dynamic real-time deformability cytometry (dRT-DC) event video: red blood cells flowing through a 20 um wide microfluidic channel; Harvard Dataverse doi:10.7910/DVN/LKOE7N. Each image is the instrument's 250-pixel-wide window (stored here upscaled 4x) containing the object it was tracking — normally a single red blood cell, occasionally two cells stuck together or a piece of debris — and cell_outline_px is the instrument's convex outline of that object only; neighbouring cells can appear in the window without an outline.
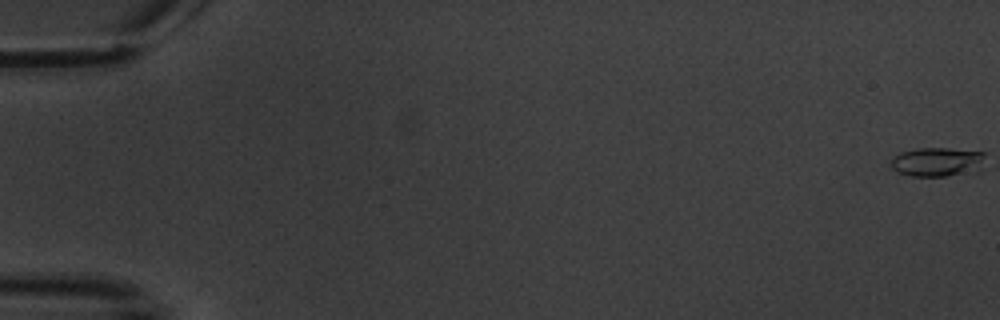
{"species": "common noctule bat (a hibernating species)", "species_latin": "Nyctalus noctula", "temperature_condition": "warm", "stored_images_in_passage": 9, "camera_frame_rate_fps": 3000, "um_per_image_px": 0.085, "animal": {"sex": "male", "body_mass_g": 20.1, "forearm_length_mm": 53.5}, "frame": {"image": 1, "passage_image": 1, "time_ms": 0.0, "image_size_px": [1000, 320], "cell_outline_px": [[984, 156], [980, 172], [948, 176], [912, 176], [896, 172], [892, 168], [892, 156], [900, 152], [916, 148], [948, 148], [984, 152]], "centroid_in_image_um": [79.68, 13.77], "position_along_channel_um": 5.3, "area_um2": 16.3}}
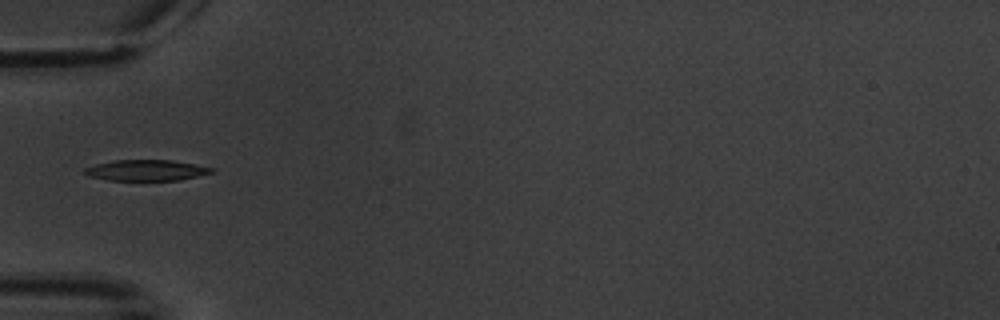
{"frame": {"image": 2, "passage_image": 6, "time_ms": 7.0, "image_size_px": [1000, 320], "cell_outline_px": [[216, 168], [212, 172], [180, 180], [108, 180], [88, 176], [84, 172], [84, 168], [96, 164], [112, 160], [172, 160], [196, 164]], "centroid_in_image_um": [12.43, 14.46], "position_along_channel_um": 72.6, "area_um2": 15.43}}
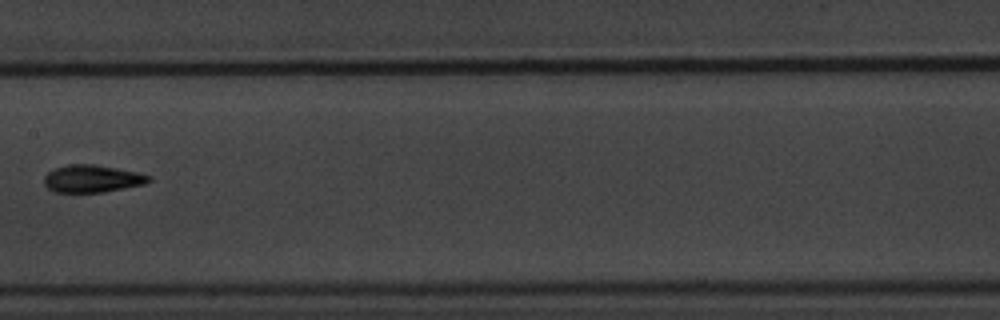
{"frame": {"image": 3, "passage_image": 9, "time_ms": 10.667, "image_size_px": [1000, 320], "cell_outline_px": [[152, 180], [144, 184], [104, 192], [56, 192], [48, 188], [44, 184], [44, 176], [48, 172], [56, 168], [68, 164], [96, 164], [136, 172], [152, 176]], "centroid_in_image_um": [7.84, 15.18], "position_along_channel_um": 199.6, "area_um2": 16.7}}